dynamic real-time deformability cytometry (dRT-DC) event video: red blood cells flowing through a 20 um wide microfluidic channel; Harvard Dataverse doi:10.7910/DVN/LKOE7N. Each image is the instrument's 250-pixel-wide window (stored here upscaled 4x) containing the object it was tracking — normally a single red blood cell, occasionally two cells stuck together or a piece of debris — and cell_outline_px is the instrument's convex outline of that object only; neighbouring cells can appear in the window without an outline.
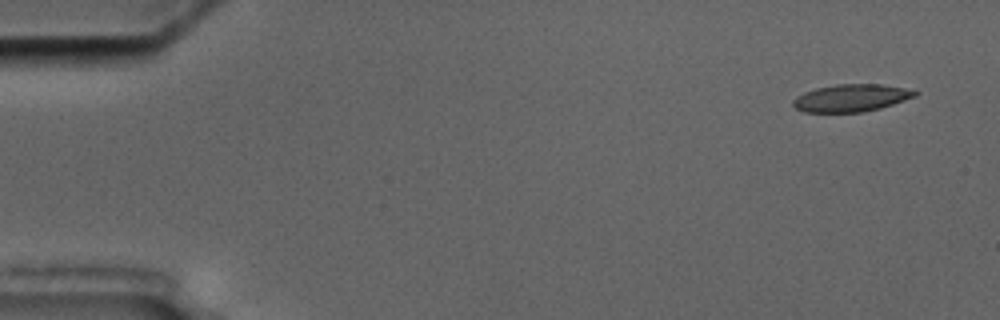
{"species": "common noctule bat (a hibernating species)", "species_latin": "Nyctalus noctula", "temperature_condition": "cold", "stored_images_in_passage": 2, "camera_frame_rate_fps": 3000, "um_per_image_px": 0.085, "animal": {"sex": "male", "body_mass_g": 17.5, "forearm_length_mm": 52.3}, "frame": {"image": 1, "passage_image": 2, "time_ms": 1.0, "image_size_px": [1000, 320], "cell_outline_px": [[920, 92], [916, 96], [880, 108], [864, 112], [804, 112], [796, 108], [792, 104], [792, 100], [796, 96], [804, 92], [816, 88], [836, 84], [880, 84], [904, 88]], "centroid_in_image_um": [72.32, 8.32], "position_along_channel_um": 12.7, "area_um2": 19.42}}